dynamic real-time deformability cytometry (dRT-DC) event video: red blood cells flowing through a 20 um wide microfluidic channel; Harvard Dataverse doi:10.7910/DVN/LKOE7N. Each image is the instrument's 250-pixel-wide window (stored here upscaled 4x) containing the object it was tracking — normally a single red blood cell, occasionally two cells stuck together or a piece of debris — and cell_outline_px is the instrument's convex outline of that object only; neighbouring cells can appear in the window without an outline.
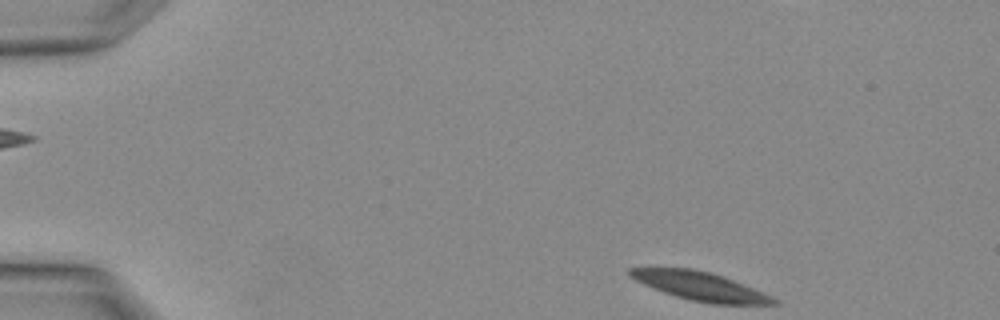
{"species": "Egyptian fruit bat (a non-hibernating species)", "species_latin": "Rousettus aegyptiacus", "temperature_condition": "warm", "stored_images_in_passage": 2, "segment_of_instrument_passage": [2, 2], "camera_frame_rate_fps": 3000, "um_per_image_px": 0.085, "animal": {"sex": "female"}, "frame": {"image": 1, "passage_image": 2, "time_ms": 0.333, "image_size_px": [1000, 320], "cell_outline_px": [[776, 304], [712, 304], [692, 300], [676, 296], [664, 292], [644, 284], [628, 276], [628, 268], [692, 268], [712, 272], [772, 296], [776, 300]], "centroid_in_image_um": [59.48, 24.31], "position_along_channel_um": 25.5, "area_um2": 23.47}}